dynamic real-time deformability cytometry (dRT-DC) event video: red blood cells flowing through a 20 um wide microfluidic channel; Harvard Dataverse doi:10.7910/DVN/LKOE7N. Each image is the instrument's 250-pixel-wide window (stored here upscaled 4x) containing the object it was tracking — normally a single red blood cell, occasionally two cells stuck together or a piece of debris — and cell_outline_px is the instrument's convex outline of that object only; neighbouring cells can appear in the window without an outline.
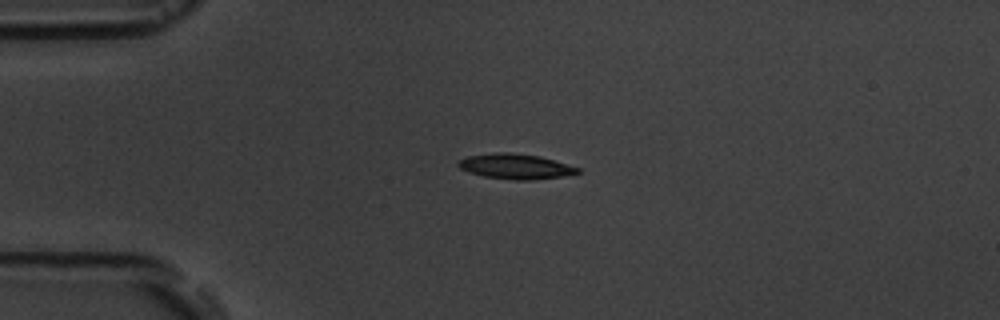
{"species": "common noctule bat (a hibernating species)", "species_latin": "Nyctalus noctula", "temperature_condition": "room temperature", "stored_images_in_passage": 4, "camera_frame_rate_fps": 3000, "um_per_image_px": 0.085, "animal": {"sex": "male", "body_mass_g": 19.5, "forearm_length_mm": 54.6}, "frame": {"image": 1, "passage_image": 3, "time_ms": 3.333, "image_size_px": [1000, 320], "cell_outline_px": [[580, 172], [564, 176], [532, 180], [516, 180], [484, 176], [468, 172], [460, 168], [456, 164], [460, 160], [468, 156], [496, 152], [508, 152], [540, 156], [580, 168]], "centroid_in_image_um": [43.82, 14.14], "position_along_channel_um": 41.2, "area_um2": 17.4}}